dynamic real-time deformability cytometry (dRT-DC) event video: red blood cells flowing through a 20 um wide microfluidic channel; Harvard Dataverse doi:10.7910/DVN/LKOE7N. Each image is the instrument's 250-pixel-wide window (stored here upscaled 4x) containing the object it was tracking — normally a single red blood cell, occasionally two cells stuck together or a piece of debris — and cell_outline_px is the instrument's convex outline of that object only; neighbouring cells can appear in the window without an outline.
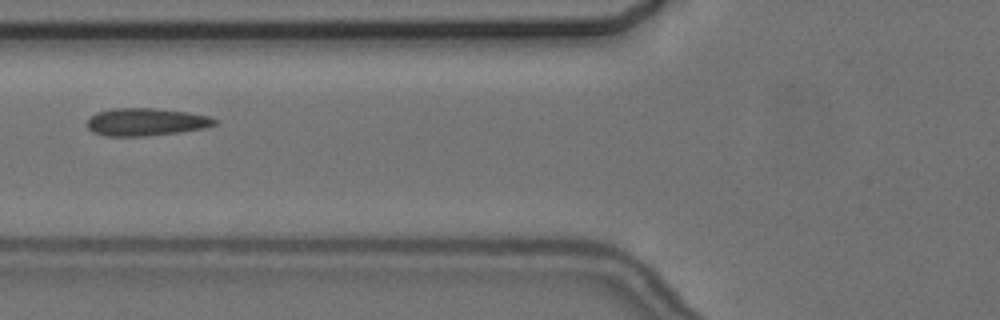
{"species": "common noctule bat (a hibernating species)", "species_latin": "Nyctalus noctula", "temperature_condition": "cold", "stored_images_in_passage": 14, "camera_frame_rate_fps": 3000, "um_per_image_px": 0.085, "animal": {"sex": "female", "body_mass_g": 24.6, "forearm_length_mm": 56.2}, "frame": {"image": 1, "passage_image": 5, "time_ms": 5.667, "image_size_px": [1000, 320], "cell_outline_px": [[220, 120], [216, 124], [204, 128], [180, 132], [148, 136], [104, 136], [92, 132], [88, 128], [88, 116], [96, 112], [112, 108], [156, 108], [188, 112], [208, 116]], "centroid_in_image_um": [12.4, 10.36], "position_along_channel_um": 113.4, "area_um2": 20.81}}
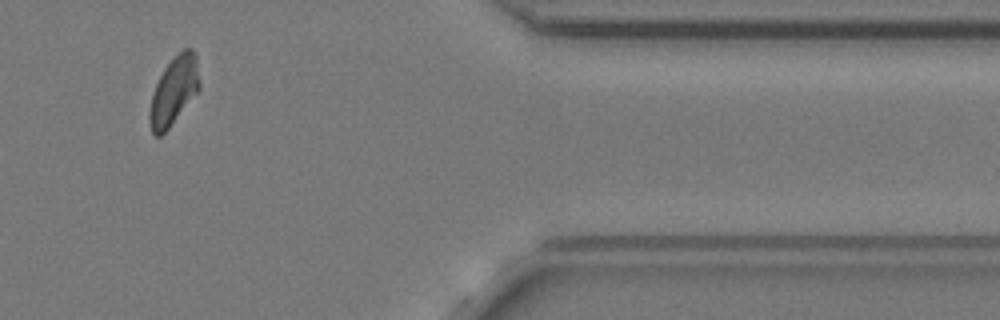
{"frame": {"image": 2, "passage_image": 12, "time_ms": 14.333, "image_size_px": [1000, 320], "cell_outline_px": [[200, 88], [168, 128], [160, 136], [156, 136], [152, 132], [148, 124], [148, 112], [152, 96], [156, 84], [164, 68], [184, 48], [192, 48], [196, 56], [200, 84]], "centroid_in_image_um": [14.76, 7.73], "position_along_channel_um": 396.6, "area_um2": 19.42}}